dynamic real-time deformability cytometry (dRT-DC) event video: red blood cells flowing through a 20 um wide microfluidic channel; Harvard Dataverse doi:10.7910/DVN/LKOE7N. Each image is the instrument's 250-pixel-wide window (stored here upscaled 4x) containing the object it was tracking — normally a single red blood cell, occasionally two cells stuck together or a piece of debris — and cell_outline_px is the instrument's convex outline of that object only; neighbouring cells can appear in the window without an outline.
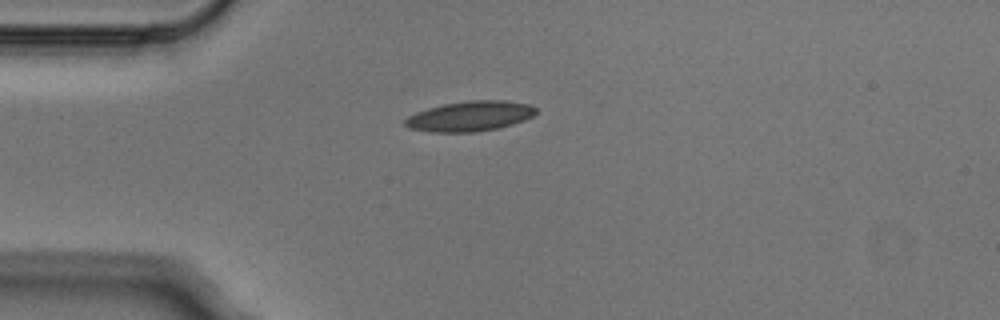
{"species": "Egyptian fruit bat (a non-hibernating species)", "species_latin": "Rousettus aegyptiacus", "temperature_condition": "cold", "stored_images_in_passage": 4, "camera_frame_rate_fps": 3000, "um_per_image_px": 0.085, "animal": {"sex": "male"}, "frame": {"image": 1, "passage_image": 4, "time_ms": 1.0, "image_size_px": [1000, 320], "cell_outline_px": [[536, 112], [532, 116], [524, 120], [512, 124], [496, 128], [476, 132], [432, 132], [408, 128], [404, 124], [404, 120], [408, 116], [416, 112], [428, 108], [444, 104], [468, 100], [504, 100], [528, 104], [536, 108]], "centroid_in_image_um": [39.92, 9.87], "position_along_channel_um": 45.1, "area_um2": 22.89}}